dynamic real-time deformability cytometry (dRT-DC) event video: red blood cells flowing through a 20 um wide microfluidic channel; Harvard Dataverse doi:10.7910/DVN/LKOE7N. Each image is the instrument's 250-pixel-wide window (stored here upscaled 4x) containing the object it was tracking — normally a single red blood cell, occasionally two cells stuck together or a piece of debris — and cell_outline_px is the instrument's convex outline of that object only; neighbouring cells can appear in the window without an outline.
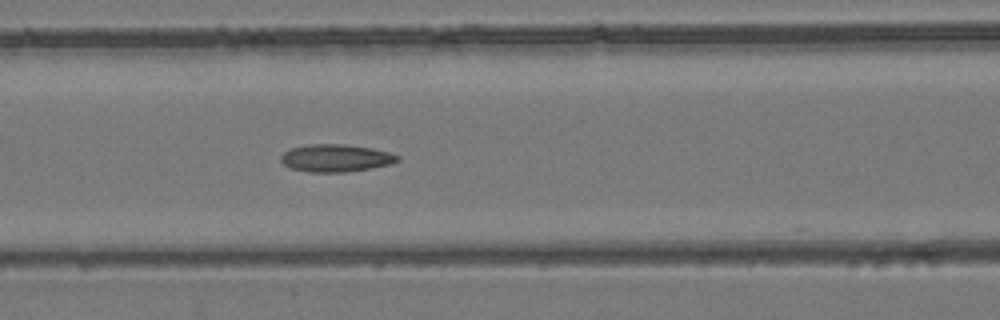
{"species": "common noctule bat (a hibernating species)", "species_latin": "Nyctalus noctula", "temperature_condition": "room temperature", "stored_images_in_passage": 23, "camera_frame_rate_fps": 3000, "um_per_image_px": 0.085, "animal": {"sex": "female", "body_mass_g": 24.6, "forearm_length_mm": 56.2}, "frame": {"image": 1, "passage_image": 19, "time_ms": 6.0, "image_size_px": [1000, 320], "cell_outline_px": [[400, 160], [392, 164], [344, 172], [308, 172], [292, 168], [284, 164], [280, 160], [280, 156], [284, 152], [292, 148], [308, 144], [340, 144], [372, 148], [388, 152], [400, 156]], "centroid_in_image_um": [28.54, 13.43], "position_along_channel_um": 138.1, "area_um2": 18.55}}
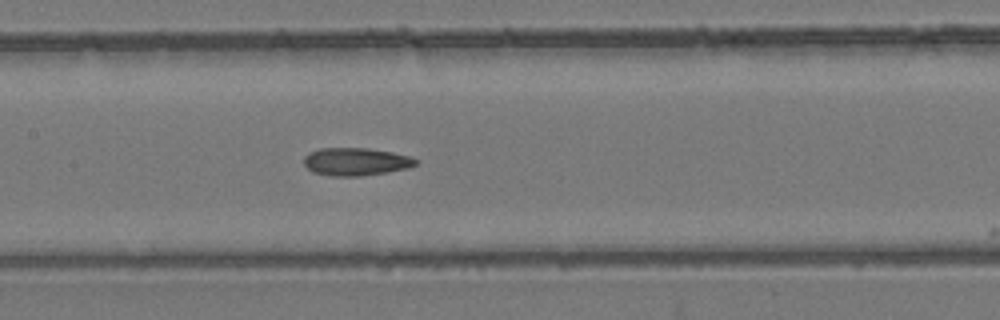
{"frame": {"image": 2, "passage_image": 22, "time_ms": 7.0, "image_size_px": [1000, 320], "cell_outline_px": [[416, 164], [408, 168], [388, 172], [360, 176], [332, 176], [312, 172], [304, 164], [304, 156], [308, 152], [320, 148], [368, 148], [392, 152], [408, 156], [416, 160]], "centroid_in_image_um": [30.2, 13.74], "position_along_channel_um": 177.2, "area_um2": 18.09}}